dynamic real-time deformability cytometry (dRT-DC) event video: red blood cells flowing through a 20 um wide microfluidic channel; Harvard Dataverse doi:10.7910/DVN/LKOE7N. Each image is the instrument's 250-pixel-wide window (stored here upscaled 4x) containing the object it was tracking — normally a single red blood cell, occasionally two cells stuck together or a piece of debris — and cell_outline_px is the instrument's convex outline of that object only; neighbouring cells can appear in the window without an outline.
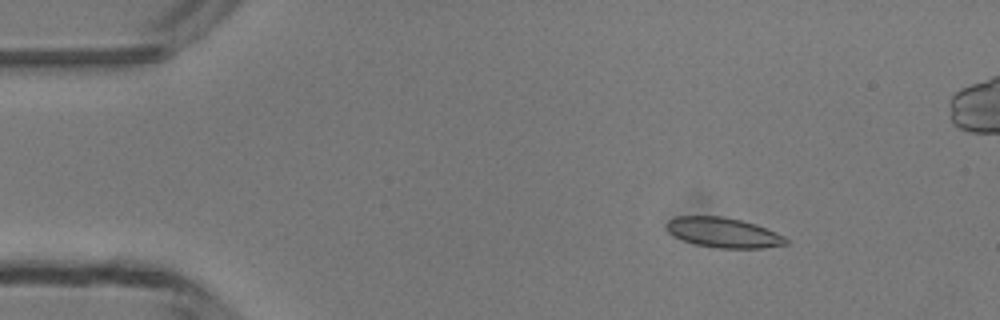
{"species": "common noctule bat (a hibernating species)", "species_latin": "Nyctalus noctula", "temperature_condition": "room temperature", "stored_images_in_passage": 4, "camera_frame_rate_fps": 3000, "um_per_image_px": 0.085, "animal": {"sex": "male", "body_mass_g": 13.3}, "frame": {"image": 1, "passage_image": 1, "time_ms": 0.0, "image_size_px": [1000, 320], "cell_outline_px": [[788, 244], [764, 248], [720, 248], [696, 244], [684, 240], [668, 232], [668, 220], [676, 216], [720, 216], [740, 220], [756, 224], [784, 236], [788, 240]], "centroid_in_image_um": [61.52, 19.77], "position_along_channel_um": 23.5, "area_um2": 20.58}}